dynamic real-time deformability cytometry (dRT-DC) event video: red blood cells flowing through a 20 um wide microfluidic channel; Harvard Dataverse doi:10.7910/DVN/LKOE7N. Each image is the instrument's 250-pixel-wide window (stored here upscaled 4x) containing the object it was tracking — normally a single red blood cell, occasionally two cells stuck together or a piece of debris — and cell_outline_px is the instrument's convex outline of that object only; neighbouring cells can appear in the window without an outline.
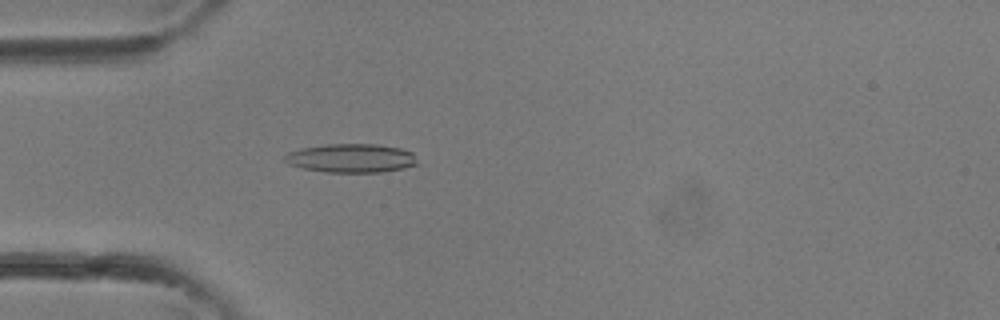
{"species": "common noctule bat (a hibernating species)", "species_latin": "Nyctalus noctula", "temperature_condition": "room temperature", "stored_images_in_passage": 34, "camera_frame_rate_fps": 3000, "um_per_image_px": 0.085, "animal": {"sex": "female"}, "frame": {"image": 1, "passage_image": 10, "time_ms": 3.0, "image_size_px": [1000, 320], "cell_outline_px": [[420, 164], [404, 168], [380, 172], [324, 172], [304, 168], [288, 164], [284, 160], [284, 156], [288, 152], [300, 148], [328, 144], [376, 144], [400, 148], [412, 152]], "centroid_in_image_um": [29.86, 13.44], "position_along_channel_um": 55.1, "area_um2": 22.31}}
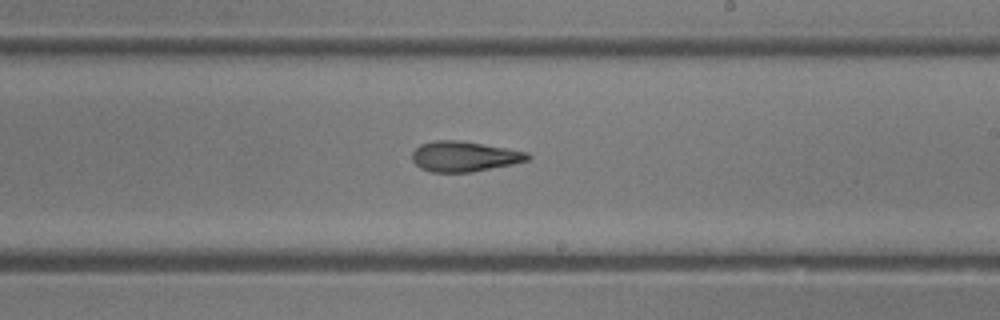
{"frame": {"image": 2, "passage_image": 20, "time_ms": 6.333, "image_size_px": [1000, 320], "cell_outline_px": [[532, 156], [528, 160], [512, 164], [472, 172], [432, 172], [420, 168], [412, 160], [412, 152], [420, 144], [432, 140], [460, 140], [528, 152]], "centroid_in_image_um": [39.44, 13.29], "position_along_channel_um": 249.6, "area_um2": 20.4}}
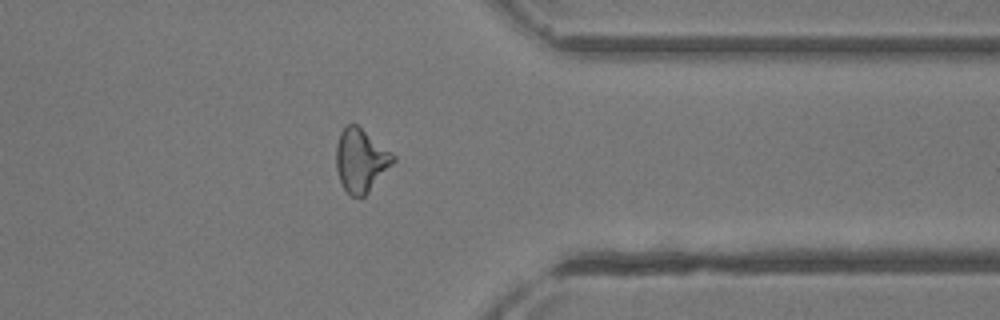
{"frame": {"image": 3, "passage_image": 27, "time_ms": 8.667, "image_size_px": [1000, 320], "cell_outline_px": [[396, 160], [368, 192], [364, 196], [352, 196], [344, 188], [340, 180], [336, 168], [336, 144], [340, 132], [348, 124], [356, 124], [392, 152], [396, 156]], "centroid_in_image_um": [30.67, 13.61], "position_along_channel_um": 380.7, "area_um2": 20.75}}